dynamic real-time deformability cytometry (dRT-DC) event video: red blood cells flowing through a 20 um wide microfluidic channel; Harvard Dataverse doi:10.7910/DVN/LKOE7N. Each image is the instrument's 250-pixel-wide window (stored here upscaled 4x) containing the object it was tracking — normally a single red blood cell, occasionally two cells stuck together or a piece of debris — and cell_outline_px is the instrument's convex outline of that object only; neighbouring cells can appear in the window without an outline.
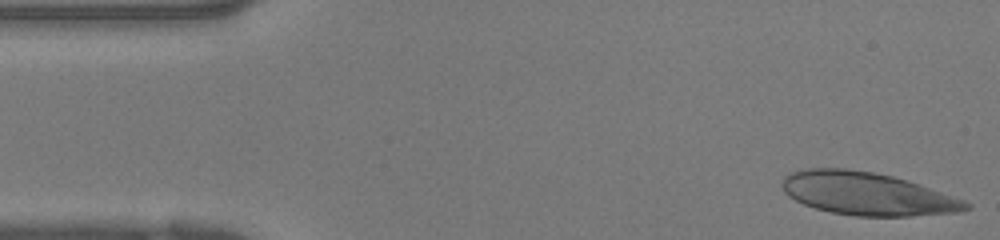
{"species": "human", "species_latin": "Homo sapiens", "temperature_condition": "warm", "stored_images_in_passage": 38, "camera_frame_rate_fps": 3000, "um_per_image_px": 0.085, "donor": {"sex": "female"}, "frame": {"image": 1, "passage_image": 1, "time_ms": 0.0, "image_size_px": [1000, 240], "cell_outline_px": [[972, 208], [960, 212], [908, 216], [856, 216], [832, 212], [816, 208], [804, 204], [788, 196], [784, 192], [780, 184], [784, 176], [800, 168], [848, 168], [872, 172], [892, 176], [964, 200], [972, 204]], "centroid_in_image_um": [73.65, 16.46], "position_along_channel_um": 11.3, "area_um2": 45.72}}
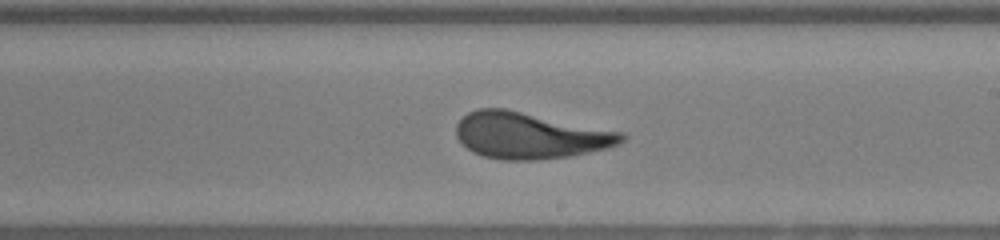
{"frame": {"image": 2, "passage_image": 21, "time_ms": 6.667, "image_size_px": [1000, 240], "cell_outline_px": [[628, 136], [620, 144], [608, 148], [568, 156], [536, 160], [500, 160], [484, 156], [472, 152], [456, 136], [456, 124], [468, 112], [476, 108], [504, 108], [624, 132]], "centroid_in_image_um": [45.06, 11.51], "position_along_channel_um": 243.9, "area_um2": 44.74}}
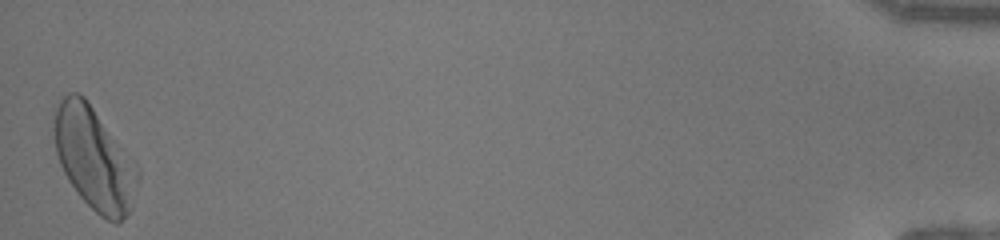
{"frame": {"image": 3, "passage_image": 38, "time_ms": 12.333, "image_size_px": [1000, 240], "cell_outline_px": [[140, 172], [132, 208], [116, 224], [100, 216], [76, 192], [68, 180], [60, 164], [56, 152], [52, 136], [52, 128], [56, 108], [60, 100], [68, 92], [80, 92], [88, 100], [136, 160], [140, 168]], "centroid_in_image_um": [8.02, 13.44], "position_along_channel_um": 427.2, "area_um2": 50.86}}